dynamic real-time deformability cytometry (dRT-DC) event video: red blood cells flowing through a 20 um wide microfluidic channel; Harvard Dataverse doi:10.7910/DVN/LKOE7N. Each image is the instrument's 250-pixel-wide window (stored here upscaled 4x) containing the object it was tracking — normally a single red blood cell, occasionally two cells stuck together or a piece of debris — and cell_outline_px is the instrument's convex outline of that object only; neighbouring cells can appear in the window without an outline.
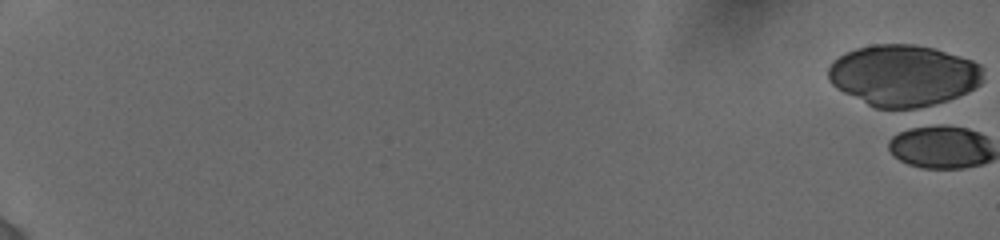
{"species": "human", "species_latin": "Homo sapiens", "temperature_condition": "cold", "stored_images_in_passage": 11, "camera_frame_rate_fps": 3000, "um_per_image_px": 0.085, "donor": {"sex": "female"}, "frame": {"image": 1, "passage_image": 1, "time_ms": 0.0, "image_size_px": [1000, 240], "cell_outline_px": [[984, 80], [980, 84], [968, 92], [948, 100], [908, 112], [876, 108], [836, 88], [828, 80], [828, 68], [832, 60], [844, 52], [856, 48], [872, 44], [912, 44], [932, 48], [960, 56], [972, 60], [980, 64], [984, 68]], "centroid_in_image_um": [76.79, 6.44], "position_along_channel_um": 8.2, "area_um2": 56.36}}